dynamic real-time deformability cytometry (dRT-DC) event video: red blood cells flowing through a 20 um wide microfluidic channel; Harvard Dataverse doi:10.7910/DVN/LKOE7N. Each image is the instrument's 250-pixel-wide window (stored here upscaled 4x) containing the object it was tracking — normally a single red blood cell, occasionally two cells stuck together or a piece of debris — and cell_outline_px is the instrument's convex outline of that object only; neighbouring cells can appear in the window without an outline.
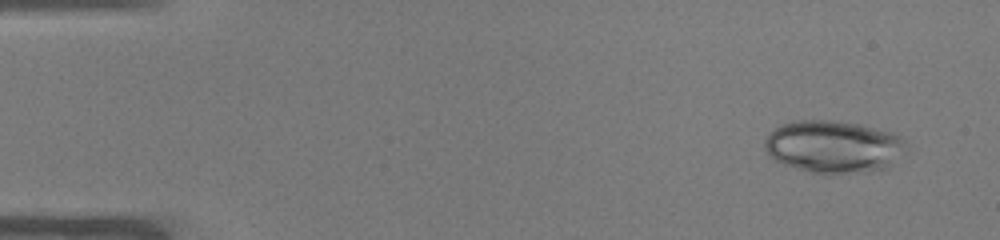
{"species": "common noctule bat (a hibernating species)", "species_latin": "Nyctalus noctula", "temperature_condition": "warm", "stored_images_in_passage": 51, "camera_frame_rate_fps": 3000, "um_per_image_px": 0.085, "animal": {"sex": "male", "body_mass_g": 19.0, "forearm_length_mm": 50.8}, "frame": {"image": 1, "passage_image": 4, "time_ms": 1.0, "image_size_px": [1000, 240], "cell_outline_px": [[900, 144], [888, 168], [864, 172], [808, 172], [784, 164], [776, 160], [764, 148], [764, 140], [780, 124], [796, 120], [832, 120], [860, 124], [892, 132], [900, 136]], "centroid_in_image_um": [70.72, 12.43], "position_along_channel_um": 14.3, "area_um2": 41.85}}
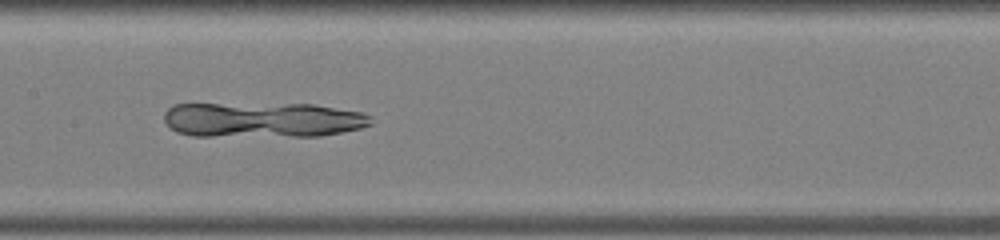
{"frame": {"image": 2, "passage_image": 26, "time_ms": 8.333, "image_size_px": [1000, 240], "cell_outline_px": [[372, 124], [360, 128], [320, 136], [192, 136], [176, 132], [164, 120], [164, 112], [172, 104], [312, 104], [360, 112], [372, 116]], "centroid_in_image_um": [22.3, 10.19], "position_along_channel_um": 185.1, "area_um2": 42.48}}